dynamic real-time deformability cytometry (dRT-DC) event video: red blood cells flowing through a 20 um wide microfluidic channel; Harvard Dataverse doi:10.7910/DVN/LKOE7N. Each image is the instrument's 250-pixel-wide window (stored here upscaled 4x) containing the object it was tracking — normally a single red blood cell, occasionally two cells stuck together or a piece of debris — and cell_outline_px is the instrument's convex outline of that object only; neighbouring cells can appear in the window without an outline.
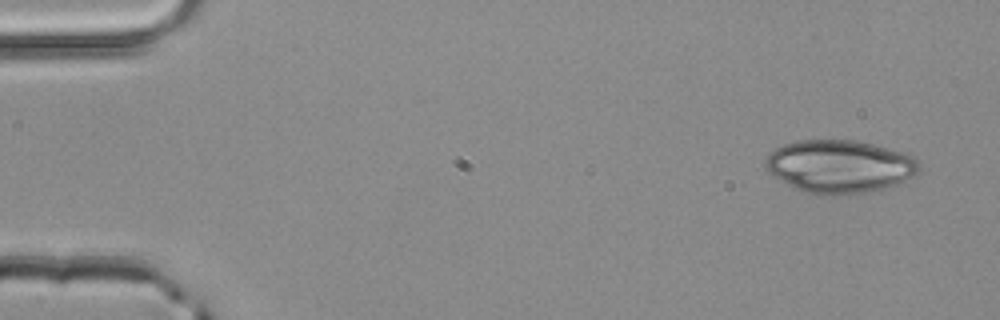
{"species": "common noctule bat (a hibernating species)", "species_latin": "Nyctalus noctula", "temperature_condition": "room temperature", "stored_images_in_passage": 3, "camera_frame_rate_fps": 3000, "um_per_image_px": 0.085, "animal": {"sex": "male", "body_mass_g": 20.4}, "frame": {"image": 1, "passage_image": 1, "time_ms": 0.0, "image_size_px": [1000, 320], "cell_outline_px": [[924, 168], [916, 176], [896, 184], [848, 196], [816, 196], [796, 188], [788, 184], [768, 172], [764, 168], [764, 156], [776, 148], [784, 144], [796, 140], [856, 140], [908, 152], [916, 156]], "centroid_in_image_um": [71.41, 14.14], "position_along_channel_um": 13.6, "area_um2": 48.55}}